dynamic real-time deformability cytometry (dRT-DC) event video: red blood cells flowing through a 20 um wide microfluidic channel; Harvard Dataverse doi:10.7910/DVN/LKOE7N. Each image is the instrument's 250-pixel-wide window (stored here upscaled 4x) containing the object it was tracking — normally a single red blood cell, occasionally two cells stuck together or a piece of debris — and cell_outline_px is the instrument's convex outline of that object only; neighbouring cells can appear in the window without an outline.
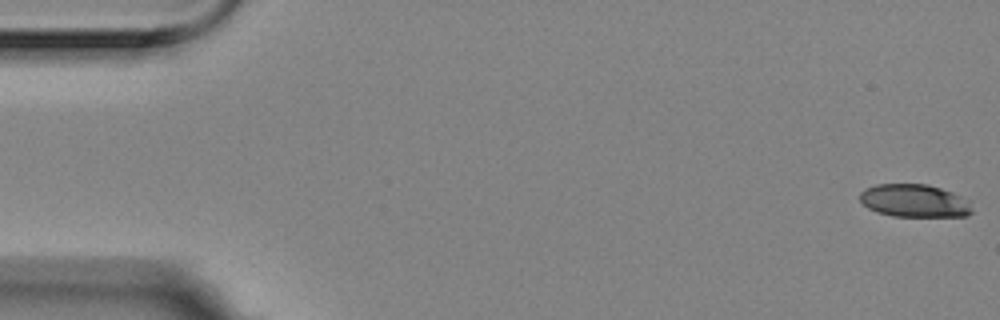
{"species": "Egyptian fruit bat (a non-hibernating species)", "species_latin": "Rousettus aegyptiacus", "temperature_condition": "room temperature", "stored_images_in_passage": 52, "camera_frame_rate_fps": 3000, "um_per_image_px": 0.085, "animal": {"sex": "female"}, "frame": {"image": 1, "passage_image": 1, "time_ms": 0.0, "image_size_px": [1000, 320], "cell_outline_px": [[972, 212], [968, 216], [892, 216], [876, 212], [868, 208], [860, 200], [860, 192], [876, 184], [928, 184], [952, 192], [968, 200], [972, 208]], "centroid_in_image_um": [77.73, 17.07], "position_along_channel_um": 7.3, "area_um2": 21.44}}
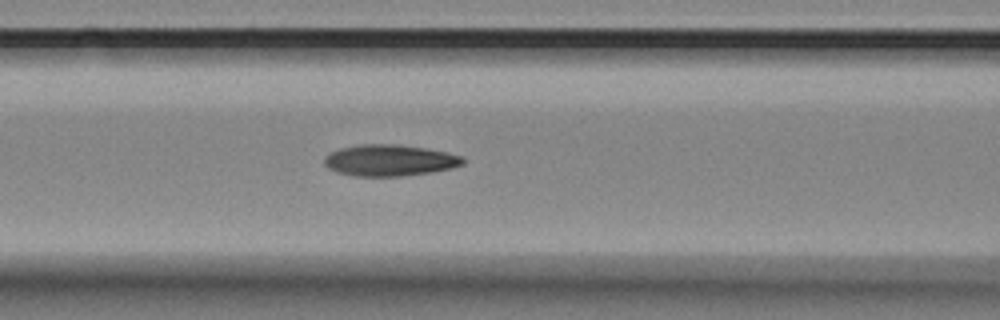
{"frame": {"image": 2, "passage_image": 23, "time_ms": 7.333, "image_size_px": [1000, 320], "cell_outline_px": [[464, 164], [452, 168], [432, 172], [404, 176], [352, 176], [336, 172], [328, 168], [324, 164], [324, 156], [340, 148], [360, 144], [396, 144], [424, 148], [448, 152], [460, 156], [464, 160]], "centroid_in_image_um": [33.1, 13.63], "position_along_channel_um": 133.5, "area_um2": 25.43}}
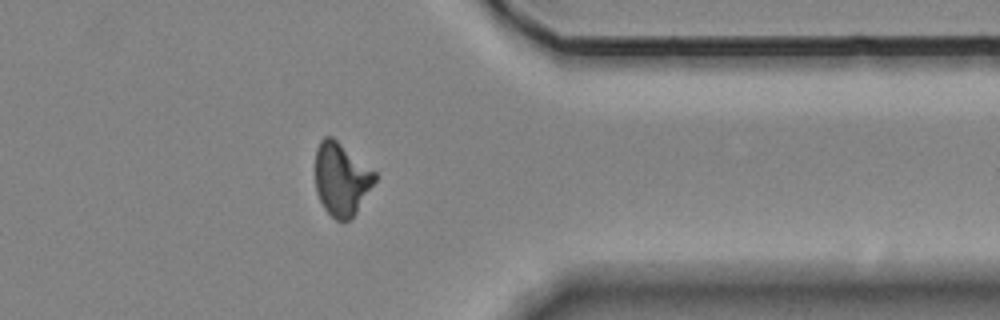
{"frame": {"image": 3, "passage_image": 45, "time_ms": 14.667, "image_size_px": [1000, 320], "cell_outline_px": [[376, 180], [356, 212], [348, 220], [336, 220], [324, 208], [316, 192], [316, 148], [320, 140], [324, 136], [332, 136], [376, 172]], "centroid_in_image_um": [29.01, 15.2], "position_along_channel_um": 382.4, "area_um2": 25.03}}